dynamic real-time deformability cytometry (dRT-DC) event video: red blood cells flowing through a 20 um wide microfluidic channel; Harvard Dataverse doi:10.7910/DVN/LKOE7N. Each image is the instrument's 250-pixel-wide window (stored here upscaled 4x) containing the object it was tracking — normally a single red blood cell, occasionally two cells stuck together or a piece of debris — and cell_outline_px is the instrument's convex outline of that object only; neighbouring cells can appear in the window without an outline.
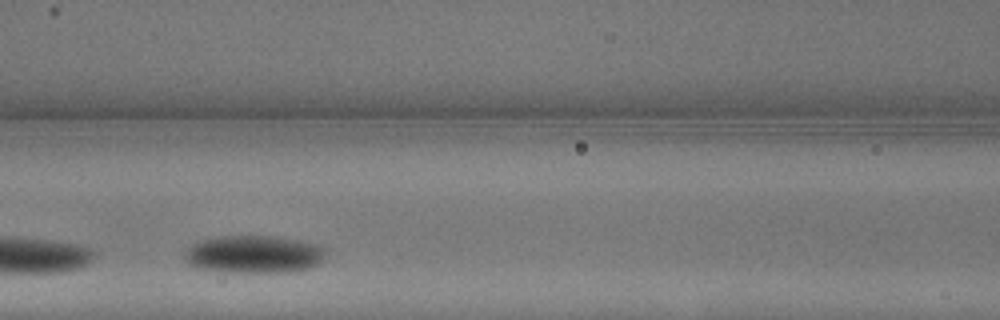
{"species": "common noctule bat (a hibernating species)", "species_latin": "Nyctalus noctula", "temperature_condition": "warm", "stored_images_in_passage": 14, "camera_frame_rate_fps": 3000, "um_per_image_px": 0.085, "animal": {"sex": "male", "body_mass_g": 13.3}, "frame": {"image": 1, "passage_image": 5, "time_ms": 1.333, "image_size_px": [1000, 320], "cell_outline_px": [[328, 248], [320, 260], [312, 268], [280, 272], [224, 272], [192, 268], [184, 260], [184, 256], [188, 248], [192, 244], [200, 240], [216, 236], [276, 236], [300, 240], [320, 244]], "centroid_in_image_um": [21.55, 21.61], "position_along_channel_um": 145.1, "area_um2": 31.44}}
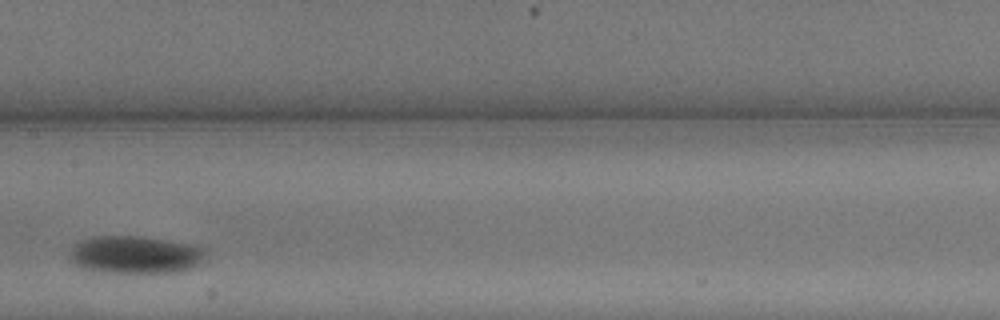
{"frame": {"image": 2, "passage_image": 7, "time_ms": 2.0, "image_size_px": [1000, 320], "cell_outline_px": [[208, 256], [192, 268], [176, 272], [100, 272], [80, 268], [68, 260], [68, 256], [72, 244], [80, 240], [92, 236], [140, 236], [188, 244], [208, 248]], "centroid_in_image_um": [11.45, 21.65], "position_along_channel_um": 196.0, "area_um2": 30.29}}
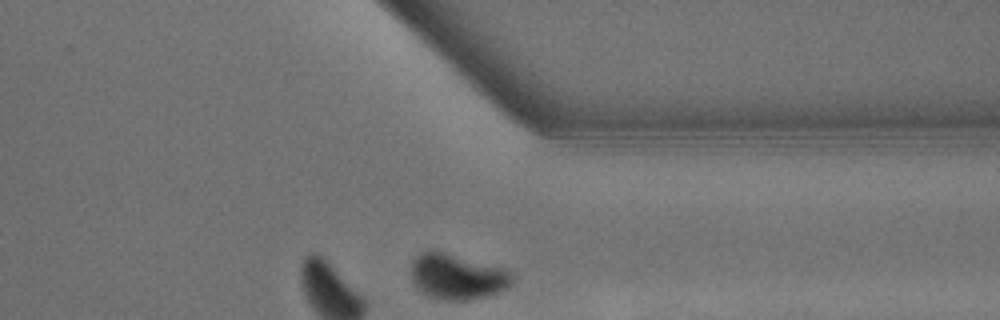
{"frame": {"image": 3, "passage_image": 14, "time_ms": 4.333, "image_size_px": [1000, 320], "cell_outline_px": [[512, 284], [508, 288], [488, 296], [468, 300], [448, 300], [432, 296], [424, 292], [412, 280], [412, 260], [420, 252], [432, 248], [504, 268], [512, 272]], "centroid_in_image_um": [38.89, 23.47], "position_along_channel_um": 372.5, "area_um2": 26.82}}